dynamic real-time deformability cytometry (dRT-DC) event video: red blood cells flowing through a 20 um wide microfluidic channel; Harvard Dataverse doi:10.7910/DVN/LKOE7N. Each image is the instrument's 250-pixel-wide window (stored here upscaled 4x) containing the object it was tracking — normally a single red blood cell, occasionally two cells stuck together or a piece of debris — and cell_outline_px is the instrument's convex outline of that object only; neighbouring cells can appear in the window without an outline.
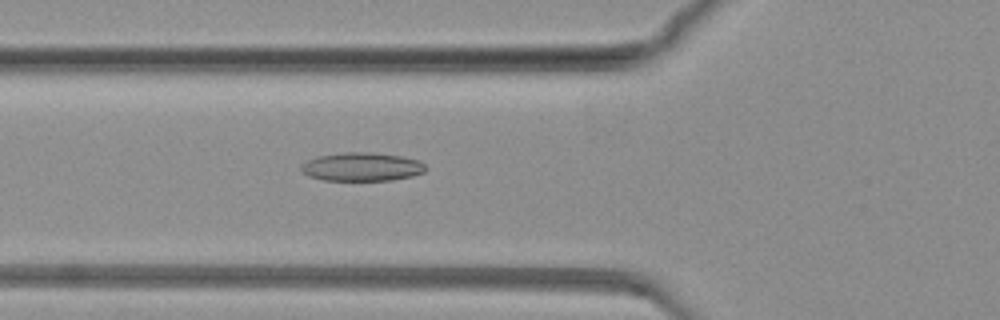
{"species": "common noctule bat (a hibernating species)", "species_latin": "Nyctalus noctula", "temperature_condition": "warm", "stored_images_in_passage": 72, "camera_frame_rate_fps": 3000, "um_per_image_px": 0.085, "animal": {"sex": "female", "body_mass_g": 19.3, "forearm_length_mm": 54.1}, "frame": {"image": 1, "passage_image": 28, "time_ms": 9.0, "image_size_px": [1000, 320], "cell_outline_px": [[428, 168], [424, 172], [412, 176], [392, 180], [324, 180], [308, 176], [300, 172], [300, 164], [308, 160], [320, 156], [344, 152], [372, 152], [400, 156], [420, 160]], "centroid_in_image_um": [30.75, 14.18], "position_along_channel_um": 95.0, "area_um2": 20.81}}
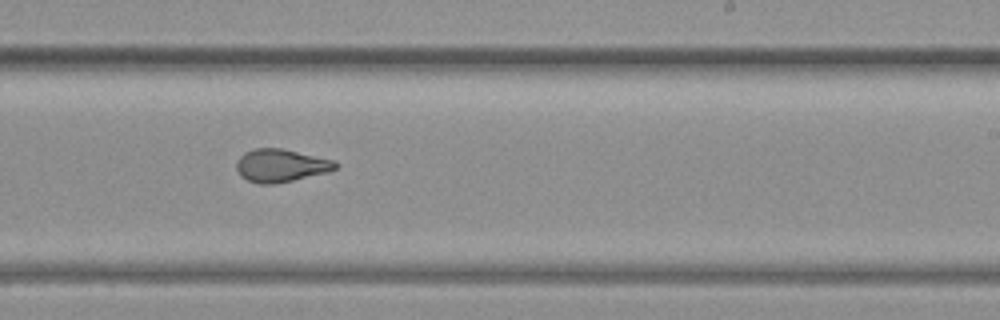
{"frame": {"image": 2, "passage_image": 48, "time_ms": 15.667, "image_size_px": [1000, 320], "cell_outline_px": [[336, 168], [328, 172], [276, 184], [260, 184], [248, 180], [240, 176], [236, 168], [236, 160], [244, 152], [256, 148], [280, 148], [336, 160]], "centroid_in_image_um": [23.85, 14.07], "position_along_channel_um": 265.2, "area_um2": 19.02}}
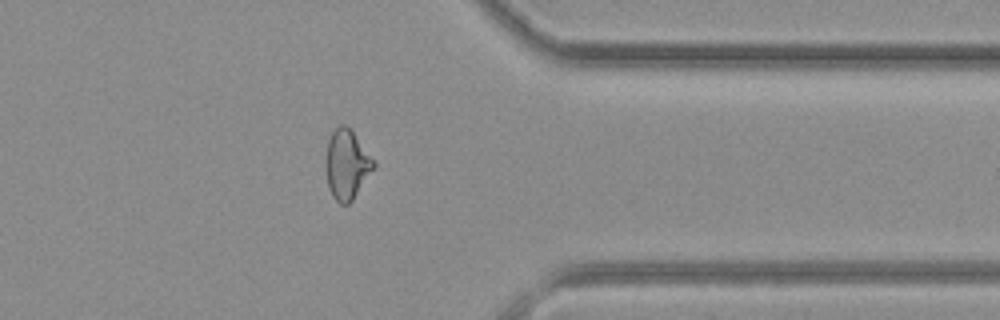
{"frame": {"image": 3, "passage_image": 63, "time_ms": 20.667, "image_size_px": [1000, 320], "cell_outline_px": [[376, 164], [352, 200], [348, 204], [340, 204], [332, 196], [328, 184], [324, 164], [324, 160], [328, 140], [332, 132], [340, 124], [344, 124], [352, 132]], "centroid_in_image_um": [29.42, 13.99], "position_along_channel_um": 382.0, "area_um2": 18.96}}